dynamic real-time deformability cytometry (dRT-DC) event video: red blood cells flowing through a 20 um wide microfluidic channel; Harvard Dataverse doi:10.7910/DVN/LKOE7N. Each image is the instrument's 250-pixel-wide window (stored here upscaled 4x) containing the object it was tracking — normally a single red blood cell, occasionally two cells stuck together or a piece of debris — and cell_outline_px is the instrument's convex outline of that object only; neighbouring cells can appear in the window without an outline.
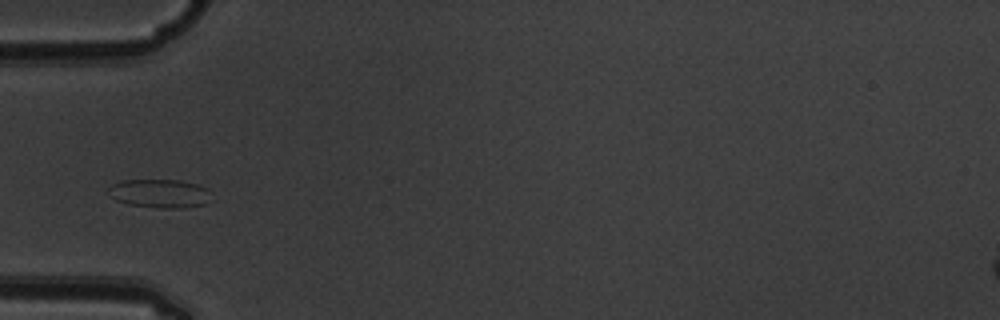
{"species": "common noctule bat (a hibernating species)", "species_latin": "Nyctalus noctula", "temperature_condition": "warm", "stored_images_in_passage": 6, "camera_frame_rate_fps": 3000, "um_per_image_px": 0.085, "animal": {"sex": "male", "body_mass_g": 19.5, "forearm_length_mm": 54.6}, "frame": {"image": 1, "passage_image": 3, "time_ms": 0.667, "image_size_px": [1000, 320], "cell_outline_px": [[216, 200], [208, 204], [184, 208], [160, 208], [128, 204], [116, 200], [108, 192], [108, 188], [112, 184], [120, 180], [180, 180], [196, 184], [208, 188]], "centroid_in_image_um": [13.68, 16.45], "position_along_channel_um": 71.3, "area_um2": 17.63}}
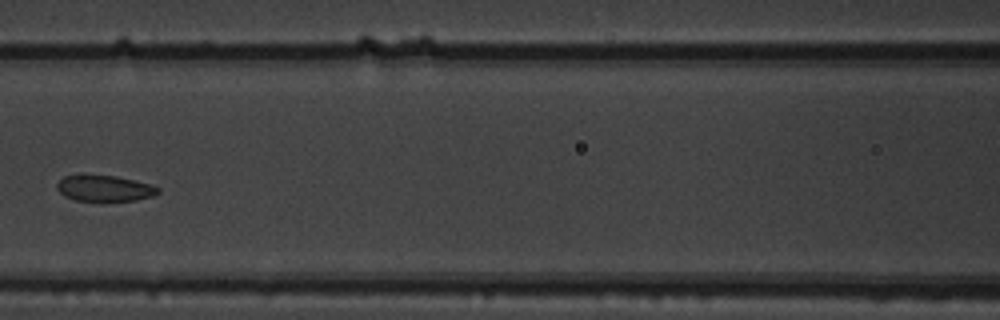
{"frame": {"image": 2, "passage_image": 5, "time_ms": 1.333, "image_size_px": [1000, 320], "cell_outline_px": [[160, 192], [152, 196], [136, 200], [104, 204], [76, 200], [64, 196], [56, 188], [56, 184], [64, 176], [80, 172], [84, 172], [116, 176], [148, 184], [160, 188]], "centroid_in_image_um": [8.81, 16.01], "position_along_channel_um": 157.8, "area_um2": 16.47}}
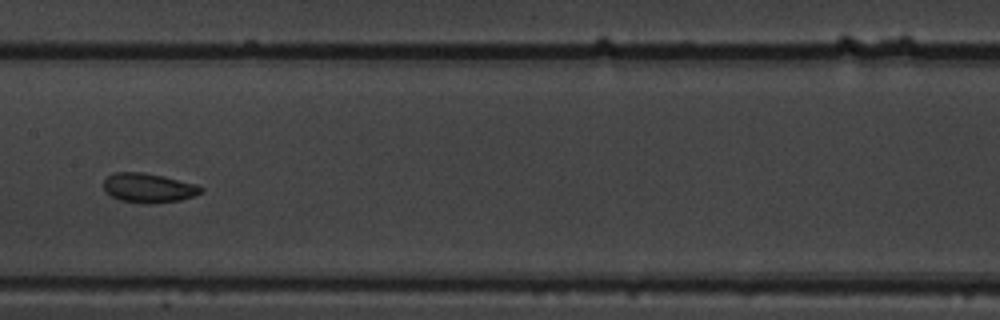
{"frame": {"image": 3, "passage_image": 6, "time_ms": 1.667, "image_size_px": [1000, 320], "cell_outline_px": [[204, 192], [180, 200], [144, 204], [120, 200], [112, 196], [104, 188], [104, 180], [108, 176], [116, 172], [144, 172], [164, 176], [192, 184], [204, 188]], "centroid_in_image_um": [12.61, 15.97], "position_along_channel_um": 194.8, "area_um2": 16.42}}